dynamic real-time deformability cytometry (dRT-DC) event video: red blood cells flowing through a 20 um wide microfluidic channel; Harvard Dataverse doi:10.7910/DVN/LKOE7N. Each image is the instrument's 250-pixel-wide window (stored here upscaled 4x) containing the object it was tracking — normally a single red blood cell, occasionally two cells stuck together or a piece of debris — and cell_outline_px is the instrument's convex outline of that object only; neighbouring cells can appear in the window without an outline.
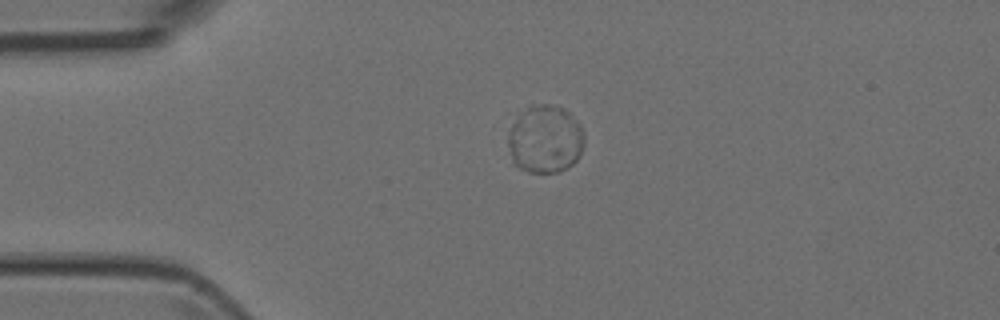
{"species": "Egyptian fruit bat (a non-hibernating species)", "species_latin": "Rousettus aegyptiacus", "temperature_condition": "room temperature", "stored_images_in_passage": 34, "camera_frame_rate_fps": 3000, "um_per_image_px": 0.085, "animal": {"sex": "female"}, "frame": {"image": 1, "passage_image": 1, "time_ms": 0.0, "image_size_px": [1000, 320], "cell_outline_px": [[584, 144], [580, 156], [568, 168], [560, 172], [528, 172], [512, 164], [508, 144], [508, 132], [512, 124], [528, 108], [540, 104], [552, 104], [564, 108], [580, 124], [584, 132]], "centroid_in_image_um": [46.36, 11.86], "position_along_channel_um": 38.6, "area_um2": 30.23}}
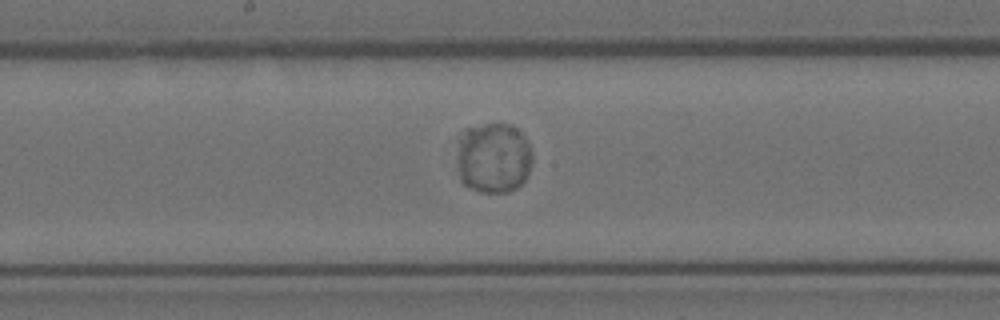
{"frame": {"image": 2, "passage_image": 16, "time_ms": 5.0, "image_size_px": [1000, 320], "cell_outline_px": [[532, 160], [528, 172], [524, 180], [516, 188], [508, 192], [480, 192], [468, 188], [460, 180], [456, 156], [456, 140], [464, 128], [488, 124], [512, 124], [520, 128], [532, 152]], "centroid_in_image_um": [41.9, 13.39], "position_along_channel_um": 206.3, "area_um2": 31.79}}
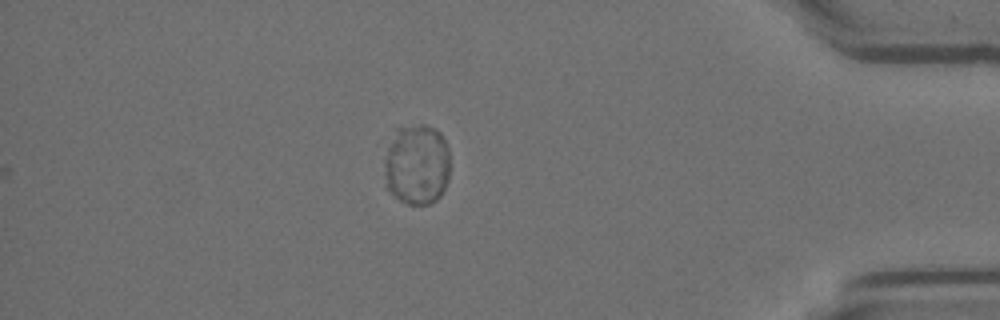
{"frame": {"image": 3, "passage_image": 34, "time_ms": 11.0, "image_size_px": [1000, 320], "cell_outline_px": [[448, 180], [440, 196], [436, 200], [428, 204], [408, 204], [400, 200], [388, 188], [384, 172], [384, 160], [388, 148], [400, 128], [420, 124], [424, 124], [436, 128], [440, 132], [448, 144]], "centroid_in_image_um": [35.46, 13.99], "position_along_channel_um": 399.7, "area_um2": 30.58}}